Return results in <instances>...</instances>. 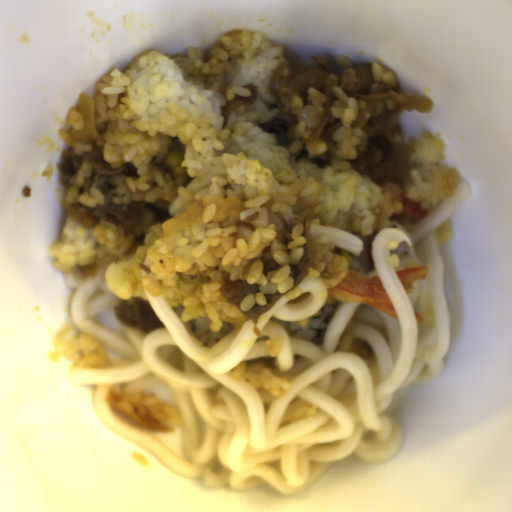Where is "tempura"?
<instances>
[{
    "label": "tempura",
    "instance_id": "tempura-1",
    "mask_svg": "<svg viewBox=\"0 0 512 512\" xmlns=\"http://www.w3.org/2000/svg\"><path fill=\"white\" fill-rule=\"evenodd\" d=\"M325 303L365 304L378 309L394 318H398L397 310L379 277L365 279L352 270L346 269L341 282L327 288Z\"/></svg>",
    "mask_w": 512,
    "mask_h": 512
},
{
    "label": "tempura",
    "instance_id": "tempura-2",
    "mask_svg": "<svg viewBox=\"0 0 512 512\" xmlns=\"http://www.w3.org/2000/svg\"><path fill=\"white\" fill-rule=\"evenodd\" d=\"M147 258V248L141 245L118 260L111 262L104 275V280L110 291L121 301L134 297H145L141 285L143 277L142 265Z\"/></svg>",
    "mask_w": 512,
    "mask_h": 512
},
{
    "label": "tempura",
    "instance_id": "tempura-3",
    "mask_svg": "<svg viewBox=\"0 0 512 512\" xmlns=\"http://www.w3.org/2000/svg\"><path fill=\"white\" fill-rule=\"evenodd\" d=\"M211 276L202 273L177 274L171 278L158 279V285L170 308L184 307L185 298L201 296L203 286L211 282Z\"/></svg>",
    "mask_w": 512,
    "mask_h": 512
},
{
    "label": "tempura",
    "instance_id": "tempura-4",
    "mask_svg": "<svg viewBox=\"0 0 512 512\" xmlns=\"http://www.w3.org/2000/svg\"><path fill=\"white\" fill-rule=\"evenodd\" d=\"M428 273L427 266L411 267L405 270L395 272V276L404 292L414 291V282L423 280Z\"/></svg>",
    "mask_w": 512,
    "mask_h": 512
},
{
    "label": "tempura",
    "instance_id": "tempura-5",
    "mask_svg": "<svg viewBox=\"0 0 512 512\" xmlns=\"http://www.w3.org/2000/svg\"><path fill=\"white\" fill-rule=\"evenodd\" d=\"M207 317L202 306H183L181 319L183 322H190L193 319Z\"/></svg>",
    "mask_w": 512,
    "mask_h": 512
}]
</instances>
